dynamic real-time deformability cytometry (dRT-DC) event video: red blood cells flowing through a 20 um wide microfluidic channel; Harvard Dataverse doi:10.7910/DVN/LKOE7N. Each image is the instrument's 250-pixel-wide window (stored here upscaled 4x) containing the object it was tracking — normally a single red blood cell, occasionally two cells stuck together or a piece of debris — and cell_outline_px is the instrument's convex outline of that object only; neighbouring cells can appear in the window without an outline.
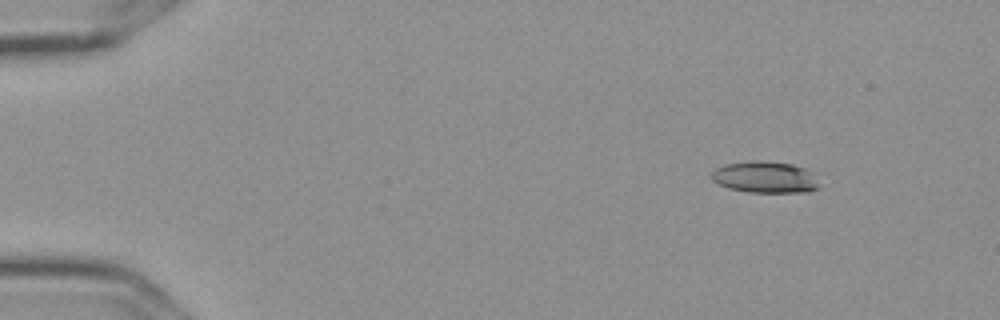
{"species": "Egyptian fruit bat (a non-hibernating species)", "species_latin": "Rousettus aegyptiacus", "temperature_condition": "cold", "stored_images_in_passage": 4, "camera_frame_rate_fps": 3000, "um_per_image_px": 0.085, "frame": {"image": 1, "passage_image": 1, "time_ms": 0.0, "image_size_px": [1000, 320], "cell_outline_px": [[820, 188], [808, 192], [748, 192], [728, 188], [712, 180], [712, 172], [716, 168], [724, 164], [752, 160], [760, 160], [792, 164], [804, 168], [820, 184]], "centroid_in_image_um": [65.01, 15.06], "position_along_channel_um": 20.0, "area_um2": 19.71}}
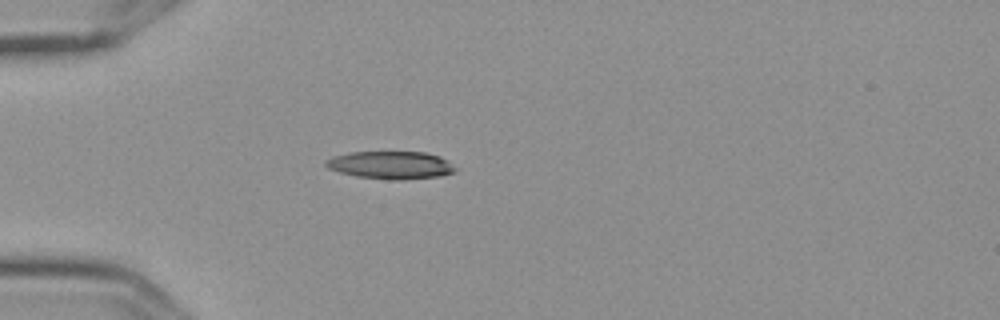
{"frame": {"image": 2, "passage_image": 4, "time_ms": 1.0, "image_size_px": [1000, 320], "cell_outline_px": [[456, 168], [452, 172], [440, 176], [404, 180], [392, 180], [356, 176], [340, 172], [328, 168], [324, 164], [324, 160], [332, 156], [348, 152], [424, 152], [440, 156], [448, 160]], "centroid_in_image_um": [33.19, 14.03], "position_along_channel_um": 51.8, "area_um2": 21.04}}